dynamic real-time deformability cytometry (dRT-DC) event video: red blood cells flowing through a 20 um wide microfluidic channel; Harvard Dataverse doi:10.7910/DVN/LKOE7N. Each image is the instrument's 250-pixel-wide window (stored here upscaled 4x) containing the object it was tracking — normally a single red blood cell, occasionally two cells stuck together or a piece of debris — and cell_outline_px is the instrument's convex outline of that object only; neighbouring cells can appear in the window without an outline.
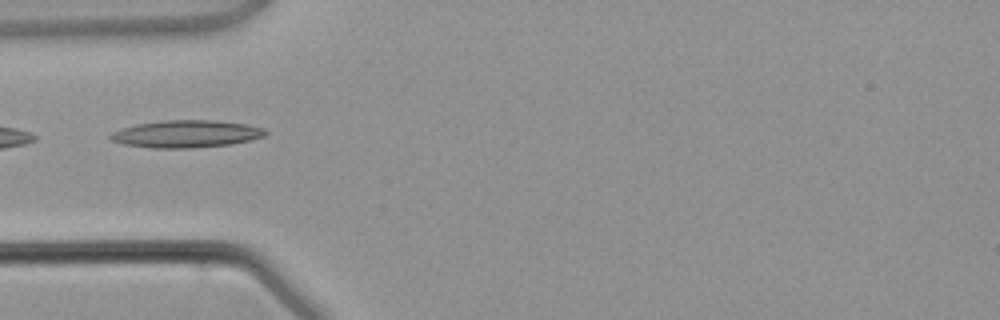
{"species": "common noctule bat (a hibernating species)", "species_latin": "Nyctalus noctula", "temperature_condition": "warm", "stored_images_in_passage": 3, "camera_frame_rate_fps": 3000, "um_per_image_px": 0.085, "animal": {"sex": "male", "body_mass_g": 21.5, "forearm_length_mm": 52.0}, "frame": {"image": 1, "passage_image": 3, "time_ms": 3.333, "image_size_px": [1000, 320], "cell_outline_px": [[268, 132], [264, 136], [252, 140], [232, 144], [192, 148], [152, 148], [124, 144], [112, 140], [108, 136], [112, 132], [136, 124], [164, 120], [212, 120], [244, 124], [264, 128]], "centroid_in_image_um": [15.85, 11.38], "position_along_channel_um": 69.2, "area_um2": 24.62}}